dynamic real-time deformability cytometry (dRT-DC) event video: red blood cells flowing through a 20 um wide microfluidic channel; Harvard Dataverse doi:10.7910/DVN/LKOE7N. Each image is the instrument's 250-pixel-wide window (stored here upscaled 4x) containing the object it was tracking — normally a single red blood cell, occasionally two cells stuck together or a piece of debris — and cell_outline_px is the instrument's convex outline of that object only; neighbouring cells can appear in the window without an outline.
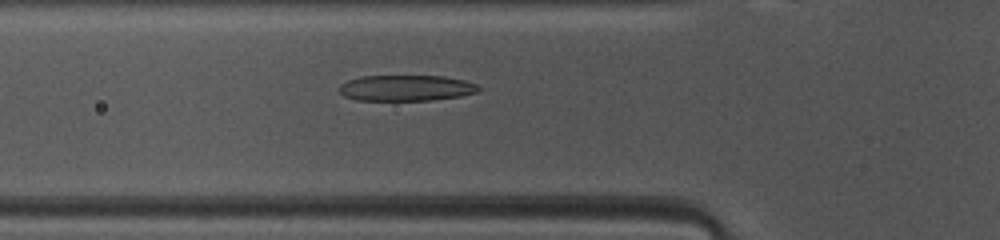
{"species": "common noctule bat (a hibernating species)", "species_latin": "Nyctalus noctula", "temperature_condition": "warm", "stored_images_in_passage": 46, "camera_frame_rate_fps": 3000, "um_per_image_px": 0.085, "animal": {"sex": "female", "body_mass_g": 10.0, "forearm_length_mm": 53.1}, "frame": {"image": 1, "passage_image": 14, "time_ms": 4.333, "image_size_px": [1000, 240], "cell_outline_px": [[480, 92], [460, 96], [432, 100], [356, 100], [344, 96], [340, 92], [340, 84], [348, 80], [364, 76], [444, 76], [464, 80], [476, 84], [480, 88]], "centroid_in_image_um": [34.54, 7.48], "position_along_channel_um": 91.3, "area_um2": 20.98}}
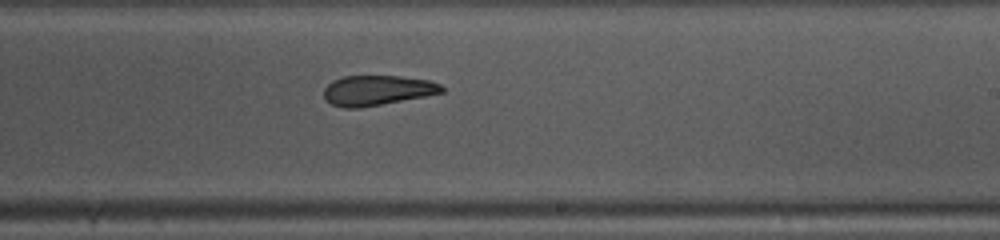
{"frame": {"image": 2, "passage_image": 26, "time_ms": 8.333, "image_size_px": [1000, 240], "cell_outline_px": [[444, 92], [424, 96], [360, 108], [344, 108], [332, 104], [324, 96], [324, 88], [332, 80], [344, 76], [400, 76], [428, 80], [440, 84], [444, 88]], "centroid_in_image_um": [32.05, 7.67], "position_along_channel_um": 257.0, "area_um2": 20.46}}
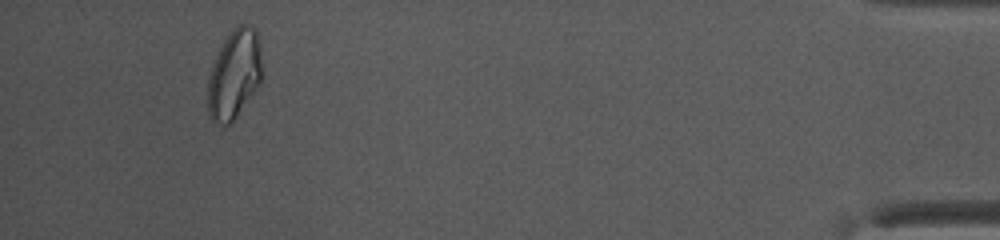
{"frame": {"image": 3, "passage_image": 43, "time_ms": 14.0, "image_size_px": [1000, 240], "cell_outline_px": [[264, 76], [256, 88], [236, 116], [228, 124], [224, 124], [212, 120], [208, 116], [208, 76], [212, 64], [224, 40], [232, 28], [236, 24], [252, 24], [256, 28], [260, 40], [264, 72]], "centroid_in_image_um": [19.96, 6.23], "position_along_channel_um": 415.2, "area_um2": 28.61}, "authors_computed_cell_mechanics": {"area_um2": 22.8599, "velocity_mm_per_s": 4.127, "shape_relaxation_time_tau1_ms": 5.3327, "shape_relaxation_time_tau2_ms": 2.792, "deformation_change_tau1": 0.1798, "deformation_change_tau2": 0.1152}}